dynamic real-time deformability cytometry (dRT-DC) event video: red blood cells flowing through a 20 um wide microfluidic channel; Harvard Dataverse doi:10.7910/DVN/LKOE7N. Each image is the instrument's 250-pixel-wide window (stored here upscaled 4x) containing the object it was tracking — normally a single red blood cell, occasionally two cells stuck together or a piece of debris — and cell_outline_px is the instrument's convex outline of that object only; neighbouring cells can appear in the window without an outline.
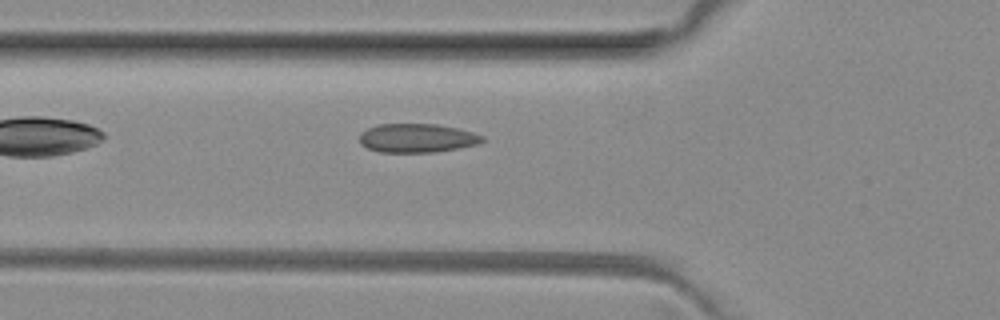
{"species": "common noctule bat (a hibernating species)", "species_latin": "Nyctalus noctula", "temperature_condition": "room temperature", "stored_images_in_passage": 37, "camera_frame_rate_fps": 3000, "um_per_image_px": 0.085, "animal": {"sex": "female", "body_mass_g": 29.2, "forearm_length_mm": 56.3}, "frame": {"image": 1, "passage_image": 5, "time_ms": 1.333, "image_size_px": [1000, 320], "cell_outline_px": [[484, 140], [476, 144], [460, 148], [432, 152], [380, 152], [368, 148], [360, 144], [360, 132], [376, 124], [436, 124], [456, 128], [472, 132], [484, 136]], "centroid_in_image_um": [35.42, 11.73], "position_along_channel_um": 90.4, "area_um2": 20.58}}
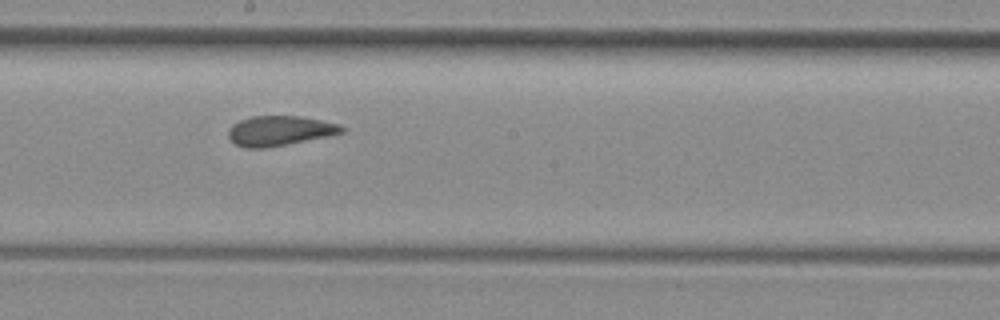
{"frame": {"image": 2, "passage_image": 15, "time_ms": 4.667, "image_size_px": [1000, 320], "cell_outline_px": [[344, 132], [328, 136], [264, 148], [244, 148], [236, 144], [228, 136], [228, 128], [232, 124], [240, 120], [252, 116], [300, 116], [340, 124], [344, 128]], "centroid_in_image_um": [23.74, 11.11], "position_along_channel_um": 224.5, "area_um2": 19.59}}
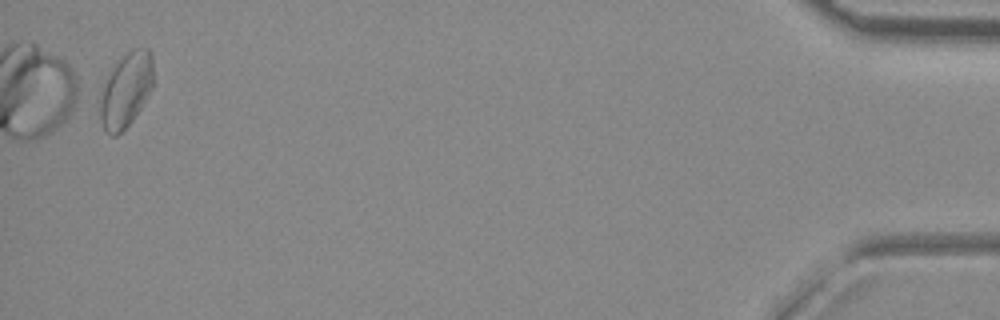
{"frame": {"image": 3, "passage_image": 37, "time_ms": 12.0, "image_size_px": [1000, 320], "cell_outline_px": [[152, 88], [140, 108], [132, 120], [116, 136], [112, 136], [104, 128], [100, 120], [100, 88], [108, 72], [116, 60], [128, 52], [136, 48], [148, 48], [152, 52]], "centroid_in_image_um": [10.67, 7.6], "position_along_channel_um": 424.5, "area_um2": 23.24}, "authors_computed_cell_mechanics": {"area_um2": 20.2878, "velocity_mm_per_s": 4.0184, "shape_relaxation_time_tau1_ms": 11.1191, "shape_relaxation_time_tau2_ms": 1.6579, "deformation_change_tau1": 0.1321, "deformation_change_tau2": 0.0555}}